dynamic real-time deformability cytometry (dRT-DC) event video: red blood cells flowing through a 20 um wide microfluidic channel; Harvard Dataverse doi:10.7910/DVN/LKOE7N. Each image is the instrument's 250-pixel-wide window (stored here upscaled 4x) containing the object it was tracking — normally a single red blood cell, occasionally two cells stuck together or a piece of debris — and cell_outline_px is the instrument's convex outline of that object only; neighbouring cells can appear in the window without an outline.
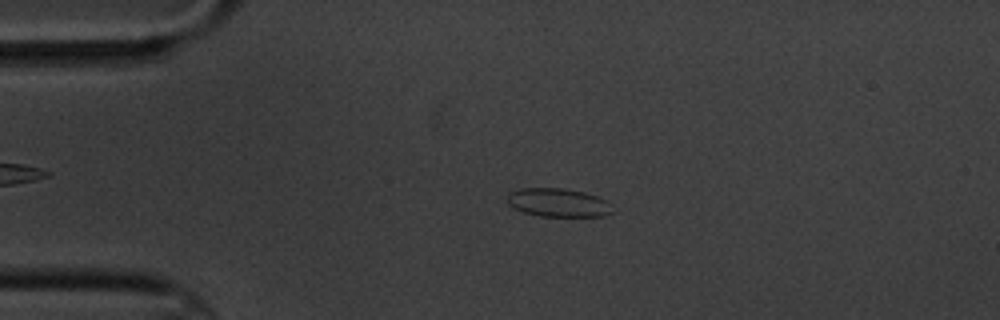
{"species": "common noctule bat (a hibernating species)", "species_latin": "Nyctalus noctula", "temperature_condition": "cold", "stored_images_in_passage": 4, "camera_frame_rate_fps": 3000, "um_per_image_px": 0.085, "animal": {"sex": "male", "body_mass_g": 20.1, "forearm_length_mm": 53.5}, "frame": {"image": 1, "passage_image": 3, "time_ms": 2.333, "image_size_px": [1000, 320], "cell_outline_px": [[612, 212], [604, 216], [540, 216], [524, 212], [508, 204], [508, 192], [520, 188], [564, 188], [584, 192], [608, 200], [612, 204]], "centroid_in_image_um": [47.47, 17.21], "position_along_channel_um": 37.5, "area_um2": 17.51}}